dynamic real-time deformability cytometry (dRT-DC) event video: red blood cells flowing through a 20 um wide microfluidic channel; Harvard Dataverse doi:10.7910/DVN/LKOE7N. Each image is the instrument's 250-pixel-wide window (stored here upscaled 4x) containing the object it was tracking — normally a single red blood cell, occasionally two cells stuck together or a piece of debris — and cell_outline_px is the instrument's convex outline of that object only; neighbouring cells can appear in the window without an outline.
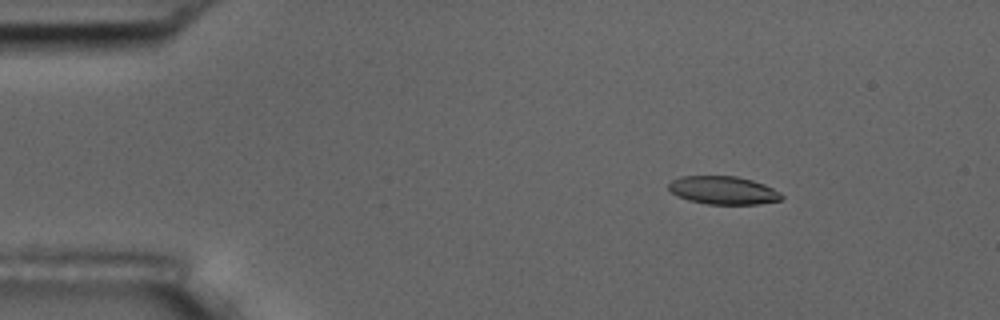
{"species": "common noctule bat (a hibernating species)", "species_latin": "Nyctalus noctula", "temperature_condition": "room temperature", "stored_images_in_passage": 4, "camera_frame_rate_fps": 3000, "um_per_image_px": 0.085, "animal": {"sex": "male", "body_mass_g": 17.5, "forearm_length_mm": 52.3}, "frame": {"image": 1, "passage_image": 2, "time_ms": 0.333, "image_size_px": [1000, 320], "cell_outline_px": [[784, 196], [780, 200], [760, 204], [708, 204], [688, 200], [676, 196], [668, 188], [668, 184], [672, 180], [680, 176], [736, 176], [752, 180], [764, 184], [780, 192]], "centroid_in_image_um": [61.46, 16.17], "position_along_channel_um": 23.5, "area_um2": 18.55}}